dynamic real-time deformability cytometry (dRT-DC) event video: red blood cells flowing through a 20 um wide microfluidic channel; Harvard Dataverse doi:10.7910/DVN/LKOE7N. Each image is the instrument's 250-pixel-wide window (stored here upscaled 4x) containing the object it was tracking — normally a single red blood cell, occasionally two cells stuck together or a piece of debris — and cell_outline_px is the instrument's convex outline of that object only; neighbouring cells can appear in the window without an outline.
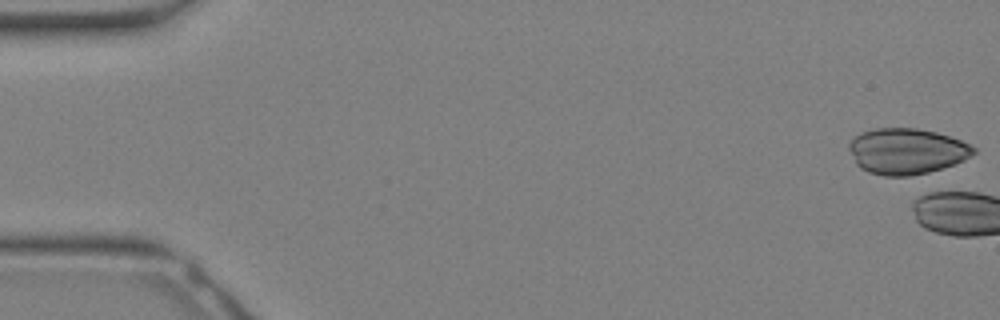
{"species": "Egyptian fruit bat (a non-hibernating species)", "species_latin": "Rousettus aegyptiacus", "temperature_condition": "warm", "stored_images_in_passage": 3, "camera_frame_rate_fps": 3000, "um_per_image_px": 0.085, "animal": {"sex": "female"}, "frame": {"image": 1, "passage_image": 1, "time_ms": 0.0, "image_size_px": [1000, 320], "cell_outline_px": [[976, 152], [964, 160], [956, 164], [944, 168], [928, 172], [908, 176], [884, 176], [868, 172], [860, 168], [856, 164], [848, 148], [848, 144], [860, 132], [876, 128], [916, 128], [936, 132], [960, 140], [976, 148]], "centroid_in_image_um": [77.05, 12.86], "position_along_channel_um": 7.9, "area_um2": 33.35}}